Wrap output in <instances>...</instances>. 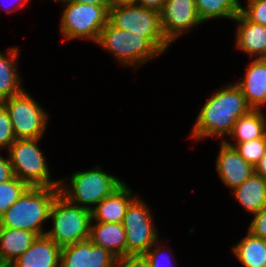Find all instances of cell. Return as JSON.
<instances>
[{
    "label": "cell",
    "instance_id": "cell-14",
    "mask_svg": "<svg viewBox=\"0 0 266 267\" xmlns=\"http://www.w3.org/2000/svg\"><path fill=\"white\" fill-rule=\"evenodd\" d=\"M243 78L236 84L253 110L266 104V58L255 59L246 66Z\"/></svg>",
    "mask_w": 266,
    "mask_h": 267
},
{
    "label": "cell",
    "instance_id": "cell-13",
    "mask_svg": "<svg viewBox=\"0 0 266 267\" xmlns=\"http://www.w3.org/2000/svg\"><path fill=\"white\" fill-rule=\"evenodd\" d=\"M216 171L225 186L233 190L254 173V167L247 163L234 147L223 141L217 156Z\"/></svg>",
    "mask_w": 266,
    "mask_h": 267
},
{
    "label": "cell",
    "instance_id": "cell-21",
    "mask_svg": "<svg viewBox=\"0 0 266 267\" xmlns=\"http://www.w3.org/2000/svg\"><path fill=\"white\" fill-rule=\"evenodd\" d=\"M7 51L8 56L0 51V103L24 90L17 70L19 49L12 46Z\"/></svg>",
    "mask_w": 266,
    "mask_h": 267
},
{
    "label": "cell",
    "instance_id": "cell-17",
    "mask_svg": "<svg viewBox=\"0 0 266 267\" xmlns=\"http://www.w3.org/2000/svg\"><path fill=\"white\" fill-rule=\"evenodd\" d=\"M137 196L124 183L112 195L102 199L91 210L92 220L95 222L122 223L127 207Z\"/></svg>",
    "mask_w": 266,
    "mask_h": 267
},
{
    "label": "cell",
    "instance_id": "cell-29",
    "mask_svg": "<svg viewBox=\"0 0 266 267\" xmlns=\"http://www.w3.org/2000/svg\"><path fill=\"white\" fill-rule=\"evenodd\" d=\"M160 243H161L160 241H156L144 254V256L147 258L150 264V267H174L173 261H170L171 260V258L169 257L170 255L167 257L162 255L166 251V249L164 248L165 244L163 246L162 244L159 246Z\"/></svg>",
    "mask_w": 266,
    "mask_h": 267
},
{
    "label": "cell",
    "instance_id": "cell-6",
    "mask_svg": "<svg viewBox=\"0 0 266 267\" xmlns=\"http://www.w3.org/2000/svg\"><path fill=\"white\" fill-rule=\"evenodd\" d=\"M40 139H16L11 144L7 151L13 174L29 187H59L60 179H51L46 157L38 146Z\"/></svg>",
    "mask_w": 266,
    "mask_h": 267
},
{
    "label": "cell",
    "instance_id": "cell-36",
    "mask_svg": "<svg viewBox=\"0 0 266 267\" xmlns=\"http://www.w3.org/2000/svg\"><path fill=\"white\" fill-rule=\"evenodd\" d=\"M17 2V1H16ZM27 3H29V0H18V4L15 6L14 4L15 3H13L12 5H10V7H11V9H10V7L9 8H7L6 9V12H8V13H11V12H15V11H17L18 9H20V8H23V7H25V5H27ZM1 4V3H0ZM2 6H3V4H2ZM9 6V5H8ZM6 8V7H5Z\"/></svg>",
    "mask_w": 266,
    "mask_h": 267
},
{
    "label": "cell",
    "instance_id": "cell-24",
    "mask_svg": "<svg viewBox=\"0 0 266 267\" xmlns=\"http://www.w3.org/2000/svg\"><path fill=\"white\" fill-rule=\"evenodd\" d=\"M195 5L203 23L218 18L233 20L242 9L239 0H195Z\"/></svg>",
    "mask_w": 266,
    "mask_h": 267
},
{
    "label": "cell",
    "instance_id": "cell-31",
    "mask_svg": "<svg viewBox=\"0 0 266 267\" xmlns=\"http://www.w3.org/2000/svg\"><path fill=\"white\" fill-rule=\"evenodd\" d=\"M115 267H150L144 255H126L116 259Z\"/></svg>",
    "mask_w": 266,
    "mask_h": 267
},
{
    "label": "cell",
    "instance_id": "cell-18",
    "mask_svg": "<svg viewBox=\"0 0 266 267\" xmlns=\"http://www.w3.org/2000/svg\"><path fill=\"white\" fill-rule=\"evenodd\" d=\"M89 240L107 249L117 259L126 256V232L122 223H94L91 220Z\"/></svg>",
    "mask_w": 266,
    "mask_h": 267
},
{
    "label": "cell",
    "instance_id": "cell-7",
    "mask_svg": "<svg viewBox=\"0 0 266 267\" xmlns=\"http://www.w3.org/2000/svg\"><path fill=\"white\" fill-rule=\"evenodd\" d=\"M108 21L118 29L146 37L162 54L171 45L163 34L157 10L137 4L119 5L109 9Z\"/></svg>",
    "mask_w": 266,
    "mask_h": 267
},
{
    "label": "cell",
    "instance_id": "cell-5",
    "mask_svg": "<svg viewBox=\"0 0 266 267\" xmlns=\"http://www.w3.org/2000/svg\"><path fill=\"white\" fill-rule=\"evenodd\" d=\"M96 44L113 54L123 66L133 69L162 54L146 37L118 29L109 21L101 30Z\"/></svg>",
    "mask_w": 266,
    "mask_h": 267
},
{
    "label": "cell",
    "instance_id": "cell-37",
    "mask_svg": "<svg viewBox=\"0 0 266 267\" xmlns=\"http://www.w3.org/2000/svg\"><path fill=\"white\" fill-rule=\"evenodd\" d=\"M111 6H119V5H129V4H136V0H110Z\"/></svg>",
    "mask_w": 266,
    "mask_h": 267
},
{
    "label": "cell",
    "instance_id": "cell-30",
    "mask_svg": "<svg viewBox=\"0 0 266 267\" xmlns=\"http://www.w3.org/2000/svg\"><path fill=\"white\" fill-rule=\"evenodd\" d=\"M253 215L255 216L247 231L254 236L261 237L266 240V208H263Z\"/></svg>",
    "mask_w": 266,
    "mask_h": 267
},
{
    "label": "cell",
    "instance_id": "cell-34",
    "mask_svg": "<svg viewBox=\"0 0 266 267\" xmlns=\"http://www.w3.org/2000/svg\"><path fill=\"white\" fill-rule=\"evenodd\" d=\"M67 1L75 2V3L94 4L97 6L104 7L108 12H109V9L112 7L110 0H67Z\"/></svg>",
    "mask_w": 266,
    "mask_h": 267
},
{
    "label": "cell",
    "instance_id": "cell-23",
    "mask_svg": "<svg viewBox=\"0 0 266 267\" xmlns=\"http://www.w3.org/2000/svg\"><path fill=\"white\" fill-rule=\"evenodd\" d=\"M266 134V117L261 110H251L239 117L229 135L236 143L262 138Z\"/></svg>",
    "mask_w": 266,
    "mask_h": 267
},
{
    "label": "cell",
    "instance_id": "cell-32",
    "mask_svg": "<svg viewBox=\"0 0 266 267\" xmlns=\"http://www.w3.org/2000/svg\"><path fill=\"white\" fill-rule=\"evenodd\" d=\"M14 177L9 157H2L0 154V184L9 181Z\"/></svg>",
    "mask_w": 266,
    "mask_h": 267
},
{
    "label": "cell",
    "instance_id": "cell-25",
    "mask_svg": "<svg viewBox=\"0 0 266 267\" xmlns=\"http://www.w3.org/2000/svg\"><path fill=\"white\" fill-rule=\"evenodd\" d=\"M224 142L234 147L239 155L253 167L259 162V160L266 154V134L262 138L249 140L242 143H231L227 139Z\"/></svg>",
    "mask_w": 266,
    "mask_h": 267
},
{
    "label": "cell",
    "instance_id": "cell-19",
    "mask_svg": "<svg viewBox=\"0 0 266 267\" xmlns=\"http://www.w3.org/2000/svg\"><path fill=\"white\" fill-rule=\"evenodd\" d=\"M32 231L0 226V259L6 267L16 261L34 242Z\"/></svg>",
    "mask_w": 266,
    "mask_h": 267
},
{
    "label": "cell",
    "instance_id": "cell-20",
    "mask_svg": "<svg viewBox=\"0 0 266 267\" xmlns=\"http://www.w3.org/2000/svg\"><path fill=\"white\" fill-rule=\"evenodd\" d=\"M232 192L248 213L255 214L266 208V179L256 173Z\"/></svg>",
    "mask_w": 266,
    "mask_h": 267
},
{
    "label": "cell",
    "instance_id": "cell-8",
    "mask_svg": "<svg viewBox=\"0 0 266 267\" xmlns=\"http://www.w3.org/2000/svg\"><path fill=\"white\" fill-rule=\"evenodd\" d=\"M66 4L60 21L63 38L87 39L96 42L101 30L108 23L109 12L94 4L75 3L67 0H55Z\"/></svg>",
    "mask_w": 266,
    "mask_h": 267
},
{
    "label": "cell",
    "instance_id": "cell-4",
    "mask_svg": "<svg viewBox=\"0 0 266 267\" xmlns=\"http://www.w3.org/2000/svg\"><path fill=\"white\" fill-rule=\"evenodd\" d=\"M49 219H52L53 227L46 235L60 248L90 237L91 210L71 203L60 193L52 203Z\"/></svg>",
    "mask_w": 266,
    "mask_h": 267
},
{
    "label": "cell",
    "instance_id": "cell-33",
    "mask_svg": "<svg viewBox=\"0 0 266 267\" xmlns=\"http://www.w3.org/2000/svg\"><path fill=\"white\" fill-rule=\"evenodd\" d=\"M166 0H136V4L145 8H151L160 11Z\"/></svg>",
    "mask_w": 266,
    "mask_h": 267
},
{
    "label": "cell",
    "instance_id": "cell-2",
    "mask_svg": "<svg viewBox=\"0 0 266 267\" xmlns=\"http://www.w3.org/2000/svg\"><path fill=\"white\" fill-rule=\"evenodd\" d=\"M59 187H28L17 201L0 217V226L46 234L43 222L49 219L50 209Z\"/></svg>",
    "mask_w": 266,
    "mask_h": 267
},
{
    "label": "cell",
    "instance_id": "cell-10",
    "mask_svg": "<svg viewBox=\"0 0 266 267\" xmlns=\"http://www.w3.org/2000/svg\"><path fill=\"white\" fill-rule=\"evenodd\" d=\"M151 210L136 197L127 207L122 225L126 232V255H144L159 240Z\"/></svg>",
    "mask_w": 266,
    "mask_h": 267
},
{
    "label": "cell",
    "instance_id": "cell-11",
    "mask_svg": "<svg viewBox=\"0 0 266 267\" xmlns=\"http://www.w3.org/2000/svg\"><path fill=\"white\" fill-rule=\"evenodd\" d=\"M159 15L163 34L170 43L203 23L195 0H166Z\"/></svg>",
    "mask_w": 266,
    "mask_h": 267
},
{
    "label": "cell",
    "instance_id": "cell-38",
    "mask_svg": "<svg viewBox=\"0 0 266 267\" xmlns=\"http://www.w3.org/2000/svg\"><path fill=\"white\" fill-rule=\"evenodd\" d=\"M0 267H6L0 259Z\"/></svg>",
    "mask_w": 266,
    "mask_h": 267
},
{
    "label": "cell",
    "instance_id": "cell-3",
    "mask_svg": "<svg viewBox=\"0 0 266 267\" xmlns=\"http://www.w3.org/2000/svg\"><path fill=\"white\" fill-rule=\"evenodd\" d=\"M69 178V185L64 184L65 178L60 180V194L71 203L88 210H92L125 183L117 176L104 172L100 166L75 172Z\"/></svg>",
    "mask_w": 266,
    "mask_h": 267
},
{
    "label": "cell",
    "instance_id": "cell-15",
    "mask_svg": "<svg viewBox=\"0 0 266 267\" xmlns=\"http://www.w3.org/2000/svg\"><path fill=\"white\" fill-rule=\"evenodd\" d=\"M60 261L61 248L44 234L9 267H60Z\"/></svg>",
    "mask_w": 266,
    "mask_h": 267
},
{
    "label": "cell",
    "instance_id": "cell-12",
    "mask_svg": "<svg viewBox=\"0 0 266 267\" xmlns=\"http://www.w3.org/2000/svg\"><path fill=\"white\" fill-rule=\"evenodd\" d=\"M116 257L89 239L61 248L60 267H115Z\"/></svg>",
    "mask_w": 266,
    "mask_h": 267
},
{
    "label": "cell",
    "instance_id": "cell-22",
    "mask_svg": "<svg viewBox=\"0 0 266 267\" xmlns=\"http://www.w3.org/2000/svg\"><path fill=\"white\" fill-rule=\"evenodd\" d=\"M232 252L244 267H266V240L248 231Z\"/></svg>",
    "mask_w": 266,
    "mask_h": 267
},
{
    "label": "cell",
    "instance_id": "cell-9",
    "mask_svg": "<svg viewBox=\"0 0 266 267\" xmlns=\"http://www.w3.org/2000/svg\"><path fill=\"white\" fill-rule=\"evenodd\" d=\"M8 111L16 139H38L46 132L48 114L28 92L1 102Z\"/></svg>",
    "mask_w": 266,
    "mask_h": 267
},
{
    "label": "cell",
    "instance_id": "cell-16",
    "mask_svg": "<svg viewBox=\"0 0 266 267\" xmlns=\"http://www.w3.org/2000/svg\"><path fill=\"white\" fill-rule=\"evenodd\" d=\"M232 21L237 22L236 49L255 59L266 58V26L250 22L242 13Z\"/></svg>",
    "mask_w": 266,
    "mask_h": 267
},
{
    "label": "cell",
    "instance_id": "cell-28",
    "mask_svg": "<svg viewBox=\"0 0 266 267\" xmlns=\"http://www.w3.org/2000/svg\"><path fill=\"white\" fill-rule=\"evenodd\" d=\"M16 140L8 111L0 103V149H9Z\"/></svg>",
    "mask_w": 266,
    "mask_h": 267
},
{
    "label": "cell",
    "instance_id": "cell-35",
    "mask_svg": "<svg viewBox=\"0 0 266 267\" xmlns=\"http://www.w3.org/2000/svg\"><path fill=\"white\" fill-rule=\"evenodd\" d=\"M254 173L266 179V154L259 160L254 167Z\"/></svg>",
    "mask_w": 266,
    "mask_h": 267
},
{
    "label": "cell",
    "instance_id": "cell-27",
    "mask_svg": "<svg viewBox=\"0 0 266 267\" xmlns=\"http://www.w3.org/2000/svg\"><path fill=\"white\" fill-rule=\"evenodd\" d=\"M241 13L250 21L266 26V0H247Z\"/></svg>",
    "mask_w": 266,
    "mask_h": 267
},
{
    "label": "cell",
    "instance_id": "cell-26",
    "mask_svg": "<svg viewBox=\"0 0 266 267\" xmlns=\"http://www.w3.org/2000/svg\"><path fill=\"white\" fill-rule=\"evenodd\" d=\"M29 186L14 176L0 184V217L13 205Z\"/></svg>",
    "mask_w": 266,
    "mask_h": 267
},
{
    "label": "cell",
    "instance_id": "cell-1",
    "mask_svg": "<svg viewBox=\"0 0 266 267\" xmlns=\"http://www.w3.org/2000/svg\"><path fill=\"white\" fill-rule=\"evenodd\" d=\"M251 110L236 84L222 86L203 104L190 134L191 139L222 137L223 142V137L231 134L236 120Z\"/></svg>",
    "mask_w": 266,
    "mask_h": 267
}]
</instances>
